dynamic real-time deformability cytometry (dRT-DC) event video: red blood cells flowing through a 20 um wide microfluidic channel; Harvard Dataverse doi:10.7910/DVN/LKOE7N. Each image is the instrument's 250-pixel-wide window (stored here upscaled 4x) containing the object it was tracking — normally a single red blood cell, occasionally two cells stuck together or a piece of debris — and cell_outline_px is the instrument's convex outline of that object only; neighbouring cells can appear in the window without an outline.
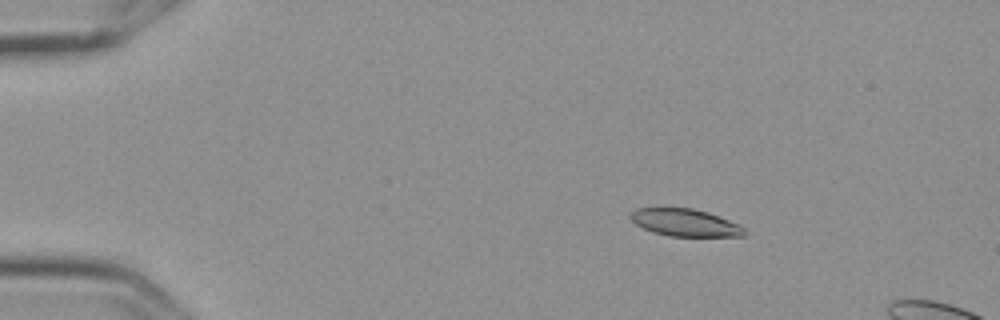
{"species": "Egyptian fruit bat (a non-hibernating species)", "species_latin": "Rousettus aegyptiacus", "temperature_condition": "cold", "stored_images_in_passage": 17, "camera_frame_rate_fps": 3000, "um_per_image_px": 0.085, "frame": {"image": 1, "passage_image": 10, "time_ms": 3.0, "image_size_px": [1000, 320], "cell_outline_px": [[748, 232], [744, 236], [668, 236], [652, 232], [636, 224], [628, 216], [636, 208], [692, 208], [708, 212], [740, 224]], "centroid_in_image_um": [58.26, 18.92], "position_along_channel_um": 26.7, "area_um2": 18.21}}